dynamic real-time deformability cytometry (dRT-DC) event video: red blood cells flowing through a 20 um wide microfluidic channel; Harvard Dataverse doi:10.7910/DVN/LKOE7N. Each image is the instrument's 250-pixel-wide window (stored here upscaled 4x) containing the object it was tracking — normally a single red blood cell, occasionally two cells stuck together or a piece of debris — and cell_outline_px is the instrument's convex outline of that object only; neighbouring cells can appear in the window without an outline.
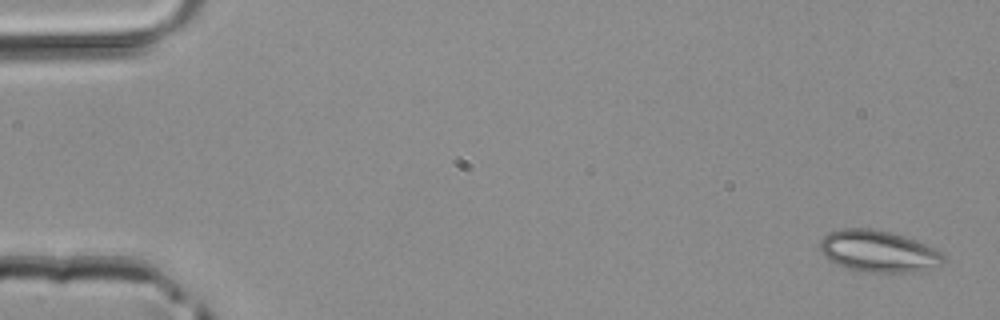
{"species": "common noctule bat (a hibernating species)", "species_latin": "Nyctalus noctula", "temperature_condition": "room temperature", "stored_images_in_passage": 4, "segment_of_instrument_passage": [2, 2], "camera_frame_rate_fps": 3000, "um_per_image_px": 0.085, "animal": {"sex": "male", "body_mass_g": 20.4}, "frame": {"image": 1, "passage_image": 4, "time_ms": 1.0, "image_size_px": [1000, 320], "cell_outline_px": [[944, 260], [940, 264], [912, 272], [860, 272], [848, 268], [828, 260], [824, 256], [820, 248], [820, 240], [828, 232], [840, 228], [872, 228], [892, 232], [904, 236], [924, 244], [940, 252], [944, 256]], "centroid_in_image_um": [74.59, 21.34], "position_along_channel_um": 10.4, "area_um2": 29.77}}